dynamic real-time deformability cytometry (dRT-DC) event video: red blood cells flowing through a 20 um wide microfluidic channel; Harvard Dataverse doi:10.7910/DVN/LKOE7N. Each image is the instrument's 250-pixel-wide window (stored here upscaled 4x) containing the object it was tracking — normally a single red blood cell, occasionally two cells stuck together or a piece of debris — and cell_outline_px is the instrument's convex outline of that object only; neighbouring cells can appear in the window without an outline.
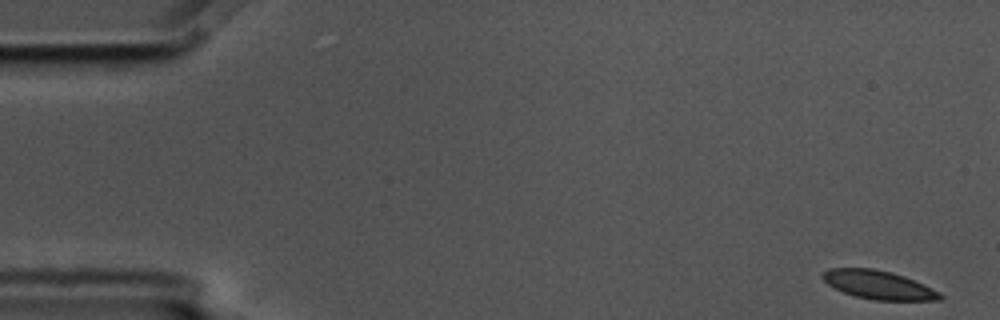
{"species": "common noctule bat (a hibernating species)", "species_latin": "Nyctalus noctula", "temperature_condition": "cold", "stored_images_in_passage": 5, "camera_frame_rate_fps": 3000, "um_per_image_px": 0.085, "animal": {"sex": "male", "body_mass_g": 17.5, "forearm_length_mm": 52.3}, "frame": {"image": 1, "passage_image": 1, "time_ms": 0.0, "image_size_px": [1000, 320], "cell_outline_px": [[944, 296], [940, 300], [872, 300], [856, 296], [844, 292], [828, 284], [820, 276], [828, 268], [872, 268], [892, 272], [904, 276], [940, 292]], "centroid_in_image_um": [74.67, 24.21], "position_along_channel_um": 10.3, "area_um2": 19.36}}
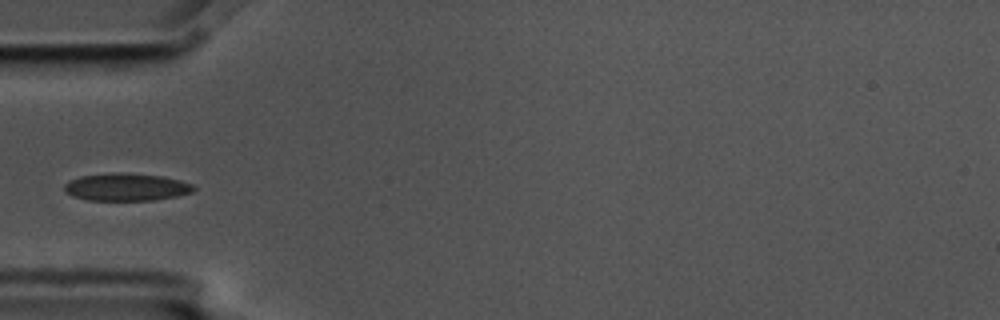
{"frame": {"image": 2, "passage_image": 5, "time_ms": 1.333, "image_size_px": [1000, 320], "cell_outline_px": [[196, 188], [192, 192], [176, 196], [152, 200], [88, 200], [72, 196], [64, 188], [64, 184], [68, 180], [80, 176], [116, 172], [120, 172], [160, 176], [180, 180], [192, 184]], "centroid_in_image_um": [10.72, 15.89], "position_along_channel_um": 74.3, "area_um2": 20.63}}